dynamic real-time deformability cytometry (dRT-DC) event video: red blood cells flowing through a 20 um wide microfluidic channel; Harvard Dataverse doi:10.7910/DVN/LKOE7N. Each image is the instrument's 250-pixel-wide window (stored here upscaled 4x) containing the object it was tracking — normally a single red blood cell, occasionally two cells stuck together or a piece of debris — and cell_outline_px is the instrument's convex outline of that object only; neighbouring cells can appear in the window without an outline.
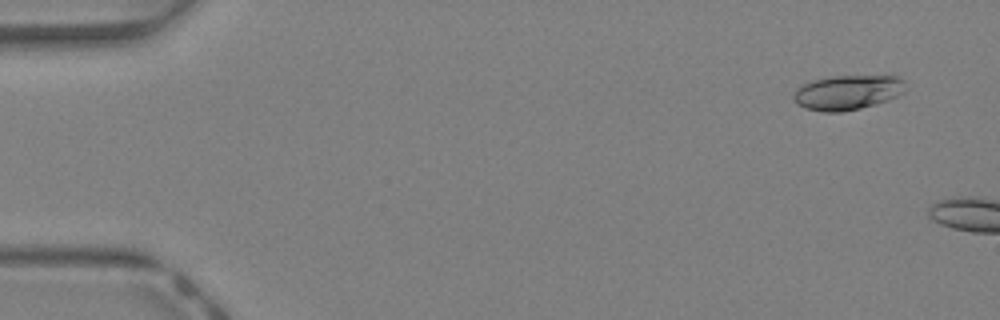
{"species": "Egyptian fruit bat (a non-hibernating species)", "species_latin": "Rousettus aegyptiacus", "temperature_condition": "warm", "stored_images_in_passage": 14, "camera_frame_rate_fps": 3000, "um_per_image_px": 0.085, "animal": {"sex": "female"}, "frame": {"image": 1, "passage_image": 3, "time_ms": 0.667, "image_size_px": [1000, 320], "cell_outline_px": [[904, 92], [888, 100], [876, 104], [860, 108], [840, 112], [824, 112], [804, 108], [796, 104], [792, 96], [804, 84], [812, 80], [832, 76], [896, 76], [904, 80]], "centroid_in_image_um": [72.04, 7.86], "position_along_channel_um": 13.0, "area_um2": 22.48}}